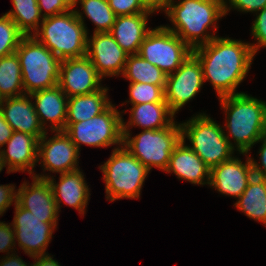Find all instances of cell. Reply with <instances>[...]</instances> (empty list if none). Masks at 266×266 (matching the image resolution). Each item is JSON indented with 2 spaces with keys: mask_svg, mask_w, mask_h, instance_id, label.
Segmentation results:
<instances>
[{
  "mask_svg": "<svg viewBox=\"0 0 266 266\" xmlns=\"http://www.w3.org/2000/svg\"><path fill=\"white\" fill-rule=\"evenodd\" d=\"M201 62L204 82L210 81L218 98L234 95L246 78L255 58L250 43L216 36L209 43L193 49Z\"/></svg>",
  "mask_w": 266,
  "mask_h": 266,
  "instance_id": "1",
  "label": "cell"
},
{
  "mask_svg": "<svg viewBox=\"0 0 266 266\" xmlns=\"http://www.w3.org/2000/svg\"><path fill=\"white\" fill-rule=\"evenodd\" d=\"M171 0L165 14L173 26L165 25L192 49L209 43L217 35V21L225 16L223 0ZM213 28L207 32L208 28Z\"/></svg>",
  "mask_w": 266,
  "mask_h": 266,
  "instance_id": "2",
  "label": "cell"
},
{
  "mask_svg": "<svg viewBox=\"0 0 266 266\" xmlns=\"http://www.w3.org/2000/svg\"><path fill=\"white\" fill-rule=\"evenodd\" d=\"M219 101L226 113L225 137L239 153L248 154L266 133V102L245 92L220 97Z\"/></svg>",
  "mask_w": 266,
  "mask_h": 266,
  "instance_id": "3",
  "label": "cell"
},
{
  "mask_svg": "<svg viewBox=\"0 0 266 266\" xmlns=\"http://www.w3.org/2000/svg\"><path fill=\"white\" fill-rule=\"evenodd\" d=\"M88 34L73 8L45 17L32 36L62 61L86 56Z\"/></svg>",
  "mask_w": 266,
  "mask_h": 266,
  "instance_id": "4",
  "label": "cell"
},
{
  "mask_svg": "<svg viewBox=\"0 0 266 266\" xmlns=\"http://www.w3.org/2000/svg\"><path fill=\"white\" fill-rule=\"evenodd\" d=\"M99 169L103 172L106 199H138L150 170L124 146L114 148Z\"/></svg>",
  "mask_w": 266,
  "mask_h": 266,
  "instance_id": "5",
  "label": "cell"
},
{
  "mask_svg": "<svg viewBox=\"0 0 266 266\" xmlns=\"http://www.w3.org/2000/svg\"><path fill=\"white\" fill-rule=\"evenodd\" d=\"M25 94L58 85L61 60L32 35L24 36L17 50Z\"/></svg>",
  "mask_w": 266,
  "mask_h": 266,
  "instance_id": "6",
  "label": "cell"
},
{
  "mask_svg": "<svg viewBox=\"0 0 266 266\" xmlns=\"http://www.w3.org/2000/svg\"><path fill=\"white\" fill-rule=\"evenodd\" d=\"M180 125L182 140L190 141L188 146L210 169L234 156L236 150L225 137L224 128L208 114H196Z\"/></svg>",
  "mask_w": 266,
  "mask_h": 266,
  "instance_id": "7",
  "label": "cell"
},
{
  "mask_svg": "<svg viewBox=\"0 0 266 266\" xmlns=\"http://www.w3.org/2000/svg\"><path fill=\"white\" fill-rule=\"evenodd\" d=\"M181 140V125L175 120L168 127L142 130L134 137L130 132H123V146L149 170L155 167L165 171L171 153Z\"/></svg>",
  "mask_w": 266,
  "mask_h": 266,
  "instance_id": "8",
  "label": "cell"
},
{
  "mask_svg": "<svg viewBox=\"0 0 266 266\" xmlns=\"http://www.w3.org/2000/svg\"><path fill=\"white\" fill-rule=\"evenodd\" d=\"M112 103L99 115L78 123H66L64 132L80 151L82 144L91 147L123 146L122 115ZM119 145V146H117Z\"/></svg>",
  "mask_w": 266,
  "mask_h": 266,
  "instance_id": "9",
  "label": "cell"
},
{
  "mask_svg": "<svg viewBox=\"0 0 266 266\" xmlns=\"http://www.w3.org/2000/svg\"><path fill=\"white\" fill-rule=\"evenodd\" d=\"M192 53L193 49L164 25L148 32L138 52L166 75L175 72Z\"/></svg>",
  "mask_w": 266,
  "mask_h": 266,
  "instance_id": "10",
  "label": "cell"
},
{
  "mask_svg": "<svg viewBox=\"0 0 266 266\" xmlns=\"http://www.w3.org/2000/svg\"><path fill=\"white\" fill-rule=\"evenodd\" d=\"M14 207L15 215L11 224L18 246L29 257L47 254L46 250L58 225V218H38L17 202Z\"/></svg>",
  "mask_w": 266,
  "mask_h": 266,
  "instance_id": "11",
  "label": "cell"
},
{
  "mask_svg": "<svg viewBox=\"0 0 266 266\" xmlns=\"http://www.w3.org/2000/svg\"><path fill=\"white\" fill-rule=\"evenodd\" d=\"M201 62L192 53L181 66L166 77L165 101L175 115L192 100L204 84Z\"/></svg>",
  "mask_w": 266,
  "mask_h": 266,
  "instance_id": "12",
  "label": "cell"
},
{
  "mask_svg": "<svg viewBox=\"0 0 266 266\" xmlns=\"http://www.w3.org/2000/svg\"><path fill=\"white\" fill-rule=\"evenodd\" d=\"M47 133L38 140L37 163L42 170L61 174L80 169V151L70 137L64 131H54L48 139Z\"/></svg>",
  "mask_w": 266,
  "mask_h": 266,
  "instance_id": "13",
  "label": "cell"
},
{
  "mask_svg": "<svg viewBox=\"0 0 266 266\" xmlns=\"http://www.w3.org/2000/svg\"><path fill=\"white\" fill-rule=\"evenodd\" d=\"M86 56L98 74L105 78L123 74L128 54L109 32H103L87 37Z\"/></svg>",
  "mask_w": 266,
  "mask_h": 266,
  "instance_id": "14",
  "label": "cell"
},
{
  "mask_svg": "<svg viewBox=\"0 0 266 266\" xmlns=\"http://www.w3.org/2000/svg\"><path fill=\"white\" fill-rule=\"evenodd\" d=\"M102 79L87 56L61 61L58 86L68 98L99 90Z\"/></svg>",
  "mask_w": 266,
  "mask_h": 266,
  "instance_id": "15",
  "label": "cell"
},
{
  "mask_svg": "<svg viewBox=\"0 0 266 266\" xmlns=\"http://www.w3.org/2000/svg\"><path fill=\"white\" fill-rule=\"evenodd\" d=\"M239 154L247 156L244 163L241 161L242 159L233 156L212 167L209 182V186L222 195H228L236 199L241 196L254 176L250 155H247V153Z\"/></svg>",
  "mask_w": 266,
  "mask_h": 266,
  "instance_id": "16",
  "label": "cell"
},
{
  "mask_svg": "<svg viewBox=\"0 0 266 266\" xmlns=\"http://www.w3.org/2000/svg\"><path fill=\"white\" fill-rule=\"evenodd\" d=\"M34 176L49 181L59 212L62 207L61 204L64 202L66 205L78 210L80 215H84L90 199V191L82 170L77 169L61 173L58 183L53 176L44 175V173L41 175L34 174Z\"/></svg>",
  "mask_w": 266,
  "mask_h": 266,
  "instance_id": "17",
  "label": "cell"
},
{
  "mask_svg": "<svg viewBox=\"0 0 266 266\" xmlns=\"http://www.w3.org/2000/svg\"><path fill=\"white\" fill-rule=\"evenodd\" d=\"M0 109L13 131L34 135L38 140L47 132L41 125L32 98L28 94L4 98Z\"/></svg>",
  "mask_w": 266,
  "mask_h": 266,
  "instance_id": "18",
  "label": "cell"
},
{
  "mask_svg": "<svg viewBox=\"0 0 266 266\" xmlns=\"http://www.w3.org/2000/svg\"><path fill=\"white\" fill-rule=\"evenodd\" d=\"M7 149L0 150V157L6 173L27 171L34 176L35 165H37L38 139L34 135L14 131L5 144Z\"/></svg>",
  "mask_w": 266,
  "mask_h": 266,
  "instance_id": "19",
  "label": "cell"
},
{
  "mask_svg": "<svg viewBox=\"0 0 266 266\" xmlns=\"http://www.w3.org/2000/svg\"><path fill=\"white\" fill-rule=\"evenodd\" d=\"M32 180L31 184L24 181L16 190V202L38 218H58L59 211L49 181L35 176Z\"/></svg>",
  "mask_w": 266,
  "mask_h": 266,
  "instance_id": "20",
  "label": "cell"
},
{
  "mask_svg": "<svg viewBox=\"0 0 266 266\" xmlns=\"http://www.w3.org/2000/svg\"><path fill=\"white\" fill-rule=\"evenodd\" d=\"M35 100V111L39 117L41 125L45 130L49 121V129L54 131H64L67 120L68 97L57 85L55 87L39 90L30 94Z\"/></svg>",
  "mask_w": 266,
  "mask_h": 266,
  "instance_id": "21",
  "label": "cell"
},
{
  "mask_svg": "<svg viewBox=\"0 0 266 266\" xmlns=\"http://www.w3.org/2000/svg\"><path fill=\"white\" fill-rule=\"evenodd\" d=\"M167 173H174L179 180H186L195 185H209L210 168L181 140L171 153Z\"/></svg>",
  "mask_w": 266,
  "mask_h": 266,
  "instance_id": "22",
  "label": "cell"
},
{
  "mask_svg": "<svg viewBox=\"0 0 266 266\" xmlns=\"http://www.w3.org/2000/svg\"><path fill=\"white\" fill-rule=\"evenodd\" d=\"M150 14L153 13L116 16L109 33L128 55L138 54L140 45L151 30L147 27Z\"/></svg>",
  "mask_w": 266,
  "mask_h": 266,
  "instance_id": "23",
  "label": "cell"
},
{
  "mask_svg": "<svg viewBox=\"0 0 266 266\" xmlns=\"http://www.w3.org/2000/svg\"><path fill=\"white\" fill-rule=\"evenodd\" d=\"M174 117L167 102L132 105L129 121L122 120V130L130 132V127L135 126H139L143 130H160L168 127L174 121Z\"/></svg>",
  "mask_w": 266,
  "mask_h": 266,
  "instance_id": "24",
  "label": "cell"
},
{
  "mask_svg": "<svg viewBox=\"0 0 266 266\" xmlns=\"http://www.w3.org/2000/svg\"><path fill=\"white\" fill-rule=\"evenodd\" d=\"M109 88L68 98L66 123H78L102 113L112 102L107 95Z\"/></svg>",
  "mask_w": 266,
  "mask_h": 266,
  "instance_id": "25",
  "label": "cell"
},
{
  "mask_svg": "<svg viewBox=\"0 0 266 266\" xmlns=\"http://www.w3.org/2000/svg\"><path fill=\"white\" fill-rule=\"evenodd\" d=\"M234 206L266 226V178L254 175Z\"/></svg>",
  "mask_w": 266,
  "mask_h": 266,
  "instance_id": "26",
  "label": "cell"
},
{
  "mask_svg": "<svg viewBox=\"0 0 266 266\" xmlns=\"http://www.w3.org/2000/svg\"><path fill=\"white\" fill-rule=\"evenodd\" d=\"M80 3L83 13L80 10L74 9L76 16L85 25L84 18H88L96 26L93 33L110 32L115 23L116 15L110 8L107 0H74V8ZM85 15V17L83 16Z\"/></svg>",
  "mask_w": 266,
  "mask_h": 266,
  "instance_id": "27",
  "label": "cell"
},
{
  "mask_svg": "<svg viewBox=\"0 0 266 266\" xmlns=\"http://www.w3.org/2000/svg\"><path fill=\"white\" fill-rule=\"evenodd\" d=\"M122 75L129 82L154 84L165 90L167 75L139 54L128 55Z\"/></svg>",
  "mask_w": 266,
  "mask_h": 266,
  "instance_id": "28",
  "label": "cell"
},
{
  "mask_svg": "<svg viewBox=\"0 0 266 266\" xmlns=\"http://www.w3.org/2000/svg\"><path fill=\"white\" fill-rule=\"evenodd\" d=\"M22 71L16 53L0 58V96L2 99L24 95Z\"/></svg>",
  "mask_w": 266,
  "mask_h": 266,
  "instance_id": "29",
  "label": "cell"
},
{
  "mask_svg": "<svg viewBox=\"0 0 266 266\" xmlns=\"http://www.w3.org/2000/svg\"><path fill=\"white\" fill-rule=\"evenodd\" d=\"M13 8L5 13L25 35L31 36L41 25V15L37 0H11Z\"/></svg>",
  "mask_w": 266,
  "mask_h": 266,
  "instance_id": "30",
  "label": "cell"
},
{
  "mask_svg": "<svg viewBox=\"0 0 266 266\" xmlns=\"http://www.w3.org/2000/svg\"><path fill=\"white\" fill-rule=\"evenodd\" d=\"M24 36L12 19L3 13L0 17V58L14 54Z\"/></svg>",
  "mask_w": 266,
  "mask_h": 266,
  "instance_id": "31",
  "label": "cell"
},
{
  "mask_svg": "<svg viewBox=\"0 0 266 266\" xmlns=\"http://www.w3.org/2000/svg\"><path fill=\"white\" fill-rule=\"evenodd\" d=\"M129 100L132 105L166 102L165 91L161 86L147 83L130 82L129 84Z\"/></svg>",
  "mask_w": 266,
  "mask_h": 266,
  "instance_id": "32",
  "label": "cell"
},
{
  "mask_svg": "<svg viewBox=\"0 0 266 266\" xmlns=\"http://www.w3.org/2000/svg\"><path fill=\"white\" fill-rule=\"evenodd\" d=\"M116 16L133 15L137 13H154L142 0H107Z\"/></svg>",
  "mask_w": 266,
  "mask_h": 266,
  "instance_id": "33",
  "label": "cell"
},
{
  "mask_svg": "<svg viewBox=\"0 0 266 266\" xmlns=\"http://www.w3.org/2000/svg\"><path fill=\"white\" fill-rule=\"evenodd\" d=\"M256 17L253 21L251 34L257 43H250L254 54L260 48H266V7L255 13Z\"/></svg>",
  "mask_w": 266,
  "mask_h": 266,
  "instance_id": "34",
  "label": "cell"
},
{
  "mask_svg": "<svg viewBox=\"0 0 266 266\" xmlns=\"http://www.w3.org/2000/svg\"><path fill=\"white\" fill-rule=\"evenodd\" d=\"M37 2L44 18L62 14L74 8V0H37Z\"/></svg>",
  "mask_w": 266,
  "mask_h": 266,
  "instance_id": "35",
  "label": "cell"
},
{
  "mask_svg": "<svg viewBox=\"0 0 266 266\" xmlns=\"http://www.w3.org/2000/svg\"><path fill=\"white\" fill-rule=\"evenodd\" d=\"M225 16L231 9L256 13L266 7V0H223Z\"/></svg>",
  "mask_w": 266,
  "mask_h": 266,
  "instance_id": "36",
  "label": "cell"
},
{
  "mask_svg": "<svg viewBox=\"0 0 266 266\" xmlns=\"http://www.w3.org/2000/svg\"><path fill=\"white\" fill-rule=\"evenodd\" d=\"M11 226L10 223L0 221V252H7L6 255L10 254V251H15V231Z\"/></svg>",
  "mask_w": 266,
  "mask_h": 266,
  "instance_id": "37",
  "label": "cell"
},
{
  "mask_svg": "<svg viewBox=\"0 0 266 266\" xmlns=\"http://www.w3.org/2000/svg\"><path fill=\"white\" fill-rule=\"evenodd\" d=\"M15 190L17 189H15V185L13 184H0V216H3L13 202H16L17 191Z\"/></svg>",
  "mask_w": 266,
  "mask_h": 266,
  "instance_id": "38",
  "label": "cell"
},
{
  "mask_svg": "<svg viewBox=\"0 0 266 266\" xmlns=\"http://www.w3.org/2000/svg\"><path fill=\"white\" fill-rule=\"evenodd\" d=\"M261 142L262 145L258 151L259 159L261 162H256L254 158L250 157L254 175L258 177L266 178V133L257 141Z\"/></svg>",
  "mask_w": 266,
  "mask_h": 266,
  "instance_id": "39",
  "label": "cell"
},
{
  "mask_svg": "<svg viewBox=\"0 0 266 266\" xmlns=\"http://www.w3.org/2000/svg\"><path fill=\"white\" fill-rule=\"evenodd\" d=\"M13 132V129L6 122L4 115L0 109V150L1 147H3L9 140V138L12 136Z\"/></svg>",
  "mask_w": 266,
  "mask_h": 266,
  "instance_id": "40",
  "label": "cell"
},
{
  "mask_svg": "<svg viewBox=\"0 0 266 266\" xmlns=\"http://www.w3.org/2000/svg\"><path fill=\"white\" fill-rule=\"evenodd\" d=\"M3 257L4 258L0 260V266H31V264L28 265L25 261H23L17 253L15 254V252Z\"/></svg>",
  "mask_w": 266,
  "mask_h": 266,
  "instance_id": "41",
  "label": "cell"
},
{
  "mask_svg": "<svg viewBox=\"0 0 266 266\" xmlns=\"http://www.w3.org/2000/svg\"><path fill=\"white\" fill-rule=\"evenodd\" d=\"M35 262L31 266H61L57 260L53 259L50 254H43L40 256L32 257Z\"/></svg>",
  "mask_w": 266,
  "mask_h": 266,
  "instance_id": "42",
  "label": "cell"
},
{
  "mask_svg": "<svg viewBox=\"0 0 266 266\" xmlns=\"http://www.w3.org/2000/svg\"><path fill=\"white\" fill-rule=\"evenodd\" d=\"M142 1L149 10L153 12L156 11L158 12L160 10L163 12L171 0H142Z\"/></svg>",
  "mask_w": 266,
  "mask_h": 266,
  "instance_id": "43",
  "label": "cell"
},
{
  "mask_svg": "<svg viewBox=\"0 0 266 266\" xmlns=\"http://www.w3.org/2000/svg\"><path fill=\"white\" fill-rule=\"evenodd\" d=\"M3 168H4V165H3L2 159L0 157V172L3 170Z\"/></svg>",
  "mask_w": 266,
  "mask_h": 266,
  "instance_id": "44",
  "label": "cell"
}]
</instances>
